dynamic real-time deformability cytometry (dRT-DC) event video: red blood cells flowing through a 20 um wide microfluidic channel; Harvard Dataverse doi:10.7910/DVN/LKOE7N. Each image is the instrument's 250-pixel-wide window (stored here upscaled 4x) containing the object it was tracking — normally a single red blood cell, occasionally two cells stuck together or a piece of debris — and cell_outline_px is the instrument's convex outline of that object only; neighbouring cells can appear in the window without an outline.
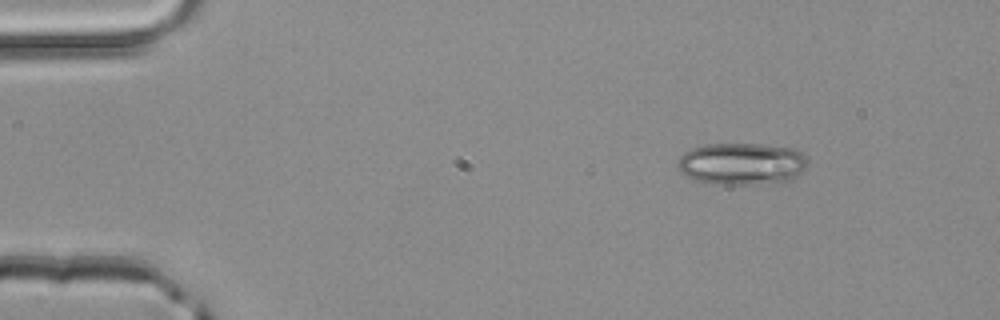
{"species": "common noctule bat (a hibernating species)", "species_latin": "Nyctalus noctula", "temperature_condition": "room temperature", "stored_images_in_passage": 3, "camera_frame_rate_fps": 3000, "um_per_image_px": 0.085, "animal": {"sex": "male", "body_mass_g": 20.4}, "frame": {"image": 1, "passage_image": 1, "time_ms": 0.0, "image_size_px": [1000, 320], "cell_outline_px": [[808, 156], [804, 168], [792, 180], [768, 184], [712, 184], [692, 180], [680, 172], [676, 164], [680, 156], [684, 152], [692, 148], [704, 144], [760, 144], [792, 148]], "centroid_in_image_um": [63.01, 13.93], "position_along_channel_um": 22.0, "area_um2": 32.19}}